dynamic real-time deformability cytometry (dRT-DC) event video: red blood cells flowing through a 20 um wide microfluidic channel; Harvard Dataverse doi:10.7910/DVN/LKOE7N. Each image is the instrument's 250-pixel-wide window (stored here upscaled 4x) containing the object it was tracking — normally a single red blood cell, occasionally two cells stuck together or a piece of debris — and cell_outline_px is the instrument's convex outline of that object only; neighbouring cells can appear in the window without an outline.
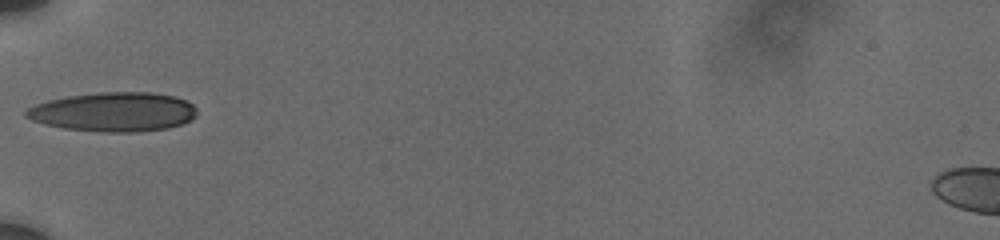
{"species": "human", "species_latin": "Homo sapiens", "temperature_condition": "cold", "stored_images_in_passage": 19, "camera_frame_rate_fps": 3000, "um_per_image_px": 0.085, "donor": {"sex": "male"}, "frame": {"image": 1, "passage_image": 1, "time_ms": 0.0, "image_size_px": [1000, 240], "cell_outline_px": [[196, 116], [192, 120], [184, 124], [168, 128], [136, 132], [100, 132], [64, 128], [44, 124], [32, 120], [24, 116], [24, 112], [28, 108], [36, 104], [48, 100], [68, 96], [100, 92], [152, 92], [176, 96], [188, 100], [196, 108]], "centroid_in_image_um": [9.7, 9.51], "position_along_channel_um": 75.3, "area_um2": 39.42}}
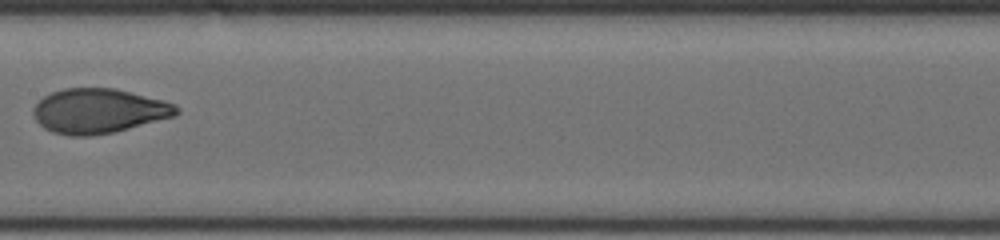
{"frame": {"image": 2, "passage_image": 7, "time_ms": 3.333, "image_size_px": [1000, 240], "cell_outline_px": [[180, 112], [176, 116], [116, 132], [92, 136], [68, 136], [52, 132], [44, 128], [36, 120], [32, 112], [32, 108], [44, 96], [52, 92], [64, 88], [116, 88], [164, 100], [176, 104], [180, 108]], "centroid_in_image_um": [8.42, 9.44], "position_along_channel_um": 199.0, "area_um2": 37.74}}
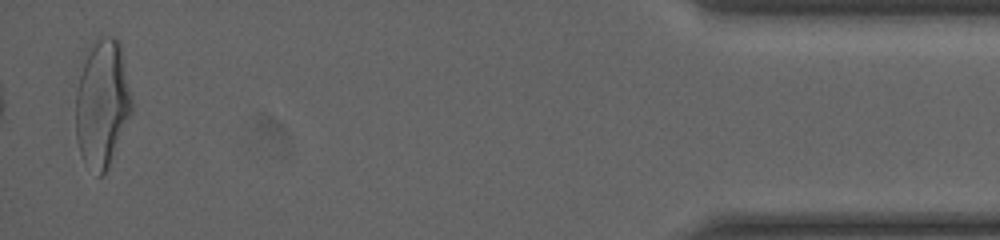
{"frame": {"image": 3, "passage_image": 19, "time_ms": 11.333, "image_size_px": [1000, 240], "cell_outline_px": [[132, 112], [108, 168], [100, 176], [84, 164], [76, 140], [76, 92], [84, 48], [96, 40], [104, 36], [116, 36], [120, 40], [132, 96]], "centroid_in_image_um": [8.68, 8.72], "position_along_channel_um": 426.5, "area_um2": 42.48}, "authors_computed_cell_mechanics": {"area_um2": 37.6856, "velocity_mm_per_s": 3.7239, "shape_relaxation_time_tau1_ms": 7.8929, "shape_relaxation_time_tau2_ms": null, "deformation_change_tau1": 0.2237, "deformation_change_tau2": null}}